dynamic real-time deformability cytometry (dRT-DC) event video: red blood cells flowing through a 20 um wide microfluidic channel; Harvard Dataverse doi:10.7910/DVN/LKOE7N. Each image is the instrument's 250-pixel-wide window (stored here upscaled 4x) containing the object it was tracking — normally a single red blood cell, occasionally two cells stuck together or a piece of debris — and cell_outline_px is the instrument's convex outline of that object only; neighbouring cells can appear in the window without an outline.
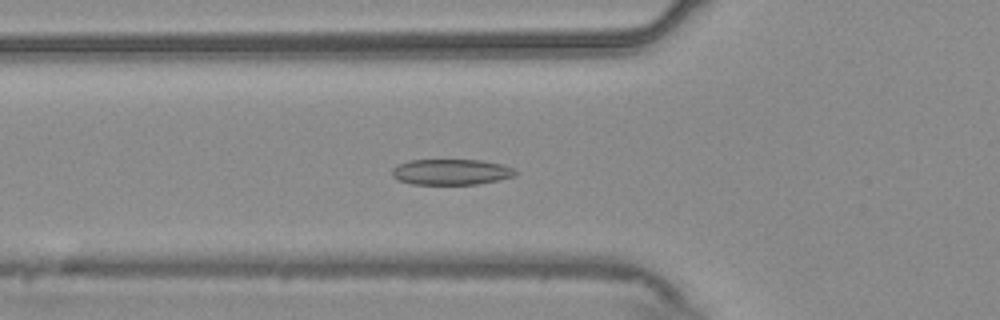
{"species": "common noctule bat (a hibernating species)", "species_latin": "Nyctalus noctula", "temperature_condition": "warm", "stored_images_in_passage": 55, "camera_frame_rate_fps": 3000, "um_per_image_px": 0.085, "animal": {"sex": "male", "body_mass_g": 20.4}, "frame": {"image": 1, "passage_image": 20, "time_ms": 6.333, "image_size_px": [1000, 320], "cell_outline_px": [[516, 176], [476, 184], [412, 184], [396, 180], [392, 176], [392, 168], [396, 164], [408, 160], [480, 160], [504, 164], [512, 168], [516, 172]], "centroid_in_image_um": [38.29, 14.61], "position_along_channel_um": 87.5, "area_um2": 18.61}}
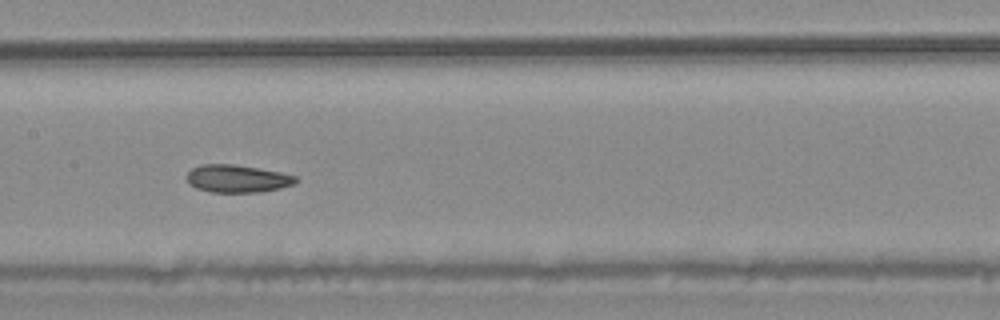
{"frame": {"image": 2, "passage_image": 28, "time_ms": 9.0, "image_size_px": [1000, 320], "cell_outline_px": [[300, 180], [296, 184], [280, 188], [260, 192], [208, 192], [196, 188], [188, 184], [188, 172], [192, 168], [204, 164], [232, 164], [280, 172], [296, 176]], "centroid_in_image_um": [20.19, 15.19], "position_along_channel_um": 187.2, "area_um2": 17.57}}
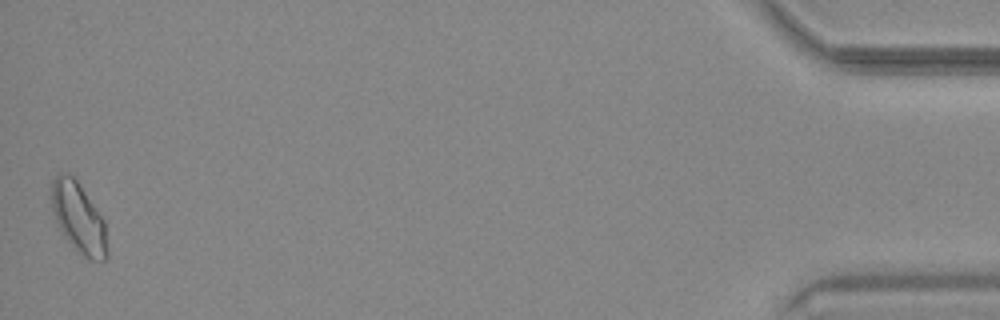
{"frame": {"image": 3, "passage_image": 55, "time_ms": 18.0, "image_size_px": [1000, 320], "cell_outline_px": [[108, 256], [104, 260], [88, 260], [64, 236], [56, 220], [52, 208], [52, 180], [60, 172], [68, 172], [76, 180], [104, 220], [108, 248]], "centroid_in_image_um": [6.7, 18.52], "position_along_channel_um": 428.5, "area_um2": 22.37}, "authors_computed_cell_mechanics": {"area_um2": 18.7272, "velocity_mm_per_s": 3.7135, "shape_relaxation_time_tau1_ms": 4.525, "shape_relaxation_time_tau2_ms": 6.9947, "deformation_change_tau1": 0.115, "deformation_change_tau2": 0.1321}}